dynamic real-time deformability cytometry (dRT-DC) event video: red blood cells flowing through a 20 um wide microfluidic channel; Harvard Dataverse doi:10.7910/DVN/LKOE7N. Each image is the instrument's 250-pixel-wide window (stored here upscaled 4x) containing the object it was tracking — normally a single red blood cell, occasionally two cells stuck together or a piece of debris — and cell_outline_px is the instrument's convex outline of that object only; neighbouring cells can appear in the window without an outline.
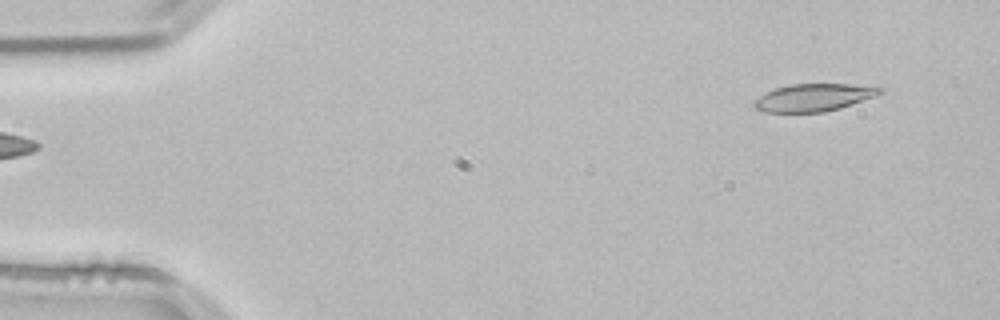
{"species": "common noctule bat (a hibernating species)", "species_latin": "Nyctalus noctula", "temperature_condition": "room temperature", "stored_images_in_passage": 13, "camera_frame_rate_fps": 3000, "um_per_image_px": 0.085, "animal": {"sex": "male", "body_mass_g": 21.5, "forearm_length_mm": 52.0}, "frame": {"image": 1, "passage_image": 1, "time_ms": 0.0, "image_size_px": [1000, 320], "cell_outline_px": [[884, 92], [876, 96], [840, 108], [824, 112], [764, 112], [756, 108], [752, 104], [752, 100], [764, 92], [788, 84], [880, 84], [884, 88]], "centroid_in_image_um": [69.23, 8.26], "position_along_channel_um": 15.8, "area_um2": 20.75}}
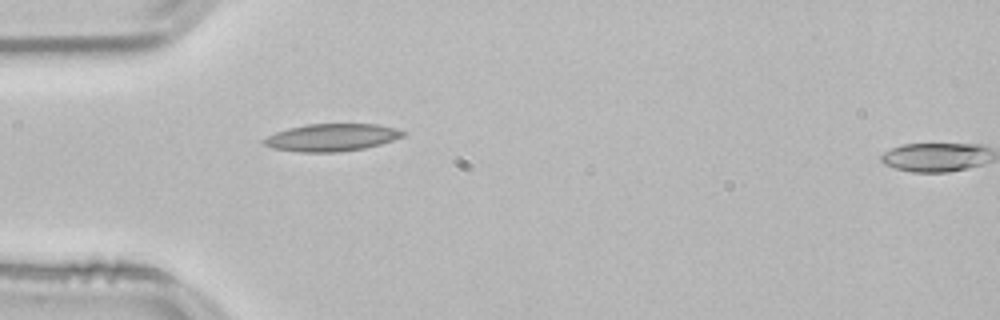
{"frame": {"image": 2, "passage_image": 12, "time_ms": 3.667, "image_size_px": [1000, 320], "cell_outline_px": [[408, 132], [404, 136], [380, 144], [364, 148], [340, 152], [300, 152], [272, 148], [264, 144], [260, 140], [276, 132], [288, 128], [308, 124], [376, 124], [396, 128]], "centroid_in_image_um": [28.2, 11.68], "position_along_channel_um": 56.8, "area_um2": 22.25}}